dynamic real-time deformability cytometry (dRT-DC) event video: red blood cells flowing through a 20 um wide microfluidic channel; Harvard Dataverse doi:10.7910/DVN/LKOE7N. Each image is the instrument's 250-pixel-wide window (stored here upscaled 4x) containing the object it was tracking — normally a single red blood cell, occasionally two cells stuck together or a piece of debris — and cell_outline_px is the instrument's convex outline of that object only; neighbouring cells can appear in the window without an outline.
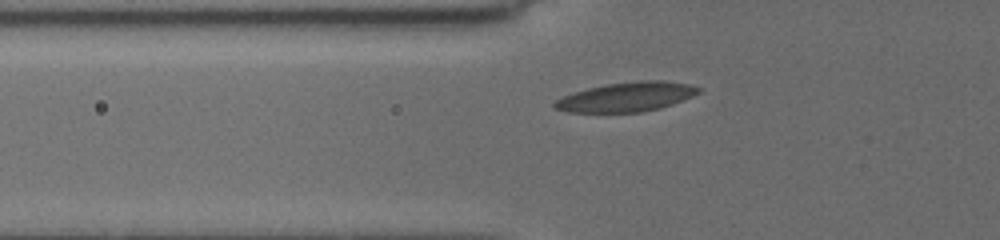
{"species": "common noctule bat (a hibernating species)", "species_latin": "Nyctalus noctula", "temperature_condition": "cold", "stored_images_in_passage": 6, "camera_frame_rate_fps": 3000, "um_per_image_px": 0.085, "animal": {"sex": "female", "body_mass_g": 19.5, "forearm_length_mm": 54.1}, "frame": {"image": 1, "passage_image": 5, "time_ms": 2.333, "image_size_px": [1000, 240], "cell_outline_px": [[700, 92], [692, 96], [672, 104], [660, 108], [640, 112], [568, 112], [556, 108], [552, 104], [556, 100], [564, 96], [588, 88], [608, 84], [640, 80], [664, 80], [688, 84], [700, 88]], "centroid_in_image_um": [53.27, 8.23], "position_along_channel_um": 72.5, "area_um2": 24.33}}